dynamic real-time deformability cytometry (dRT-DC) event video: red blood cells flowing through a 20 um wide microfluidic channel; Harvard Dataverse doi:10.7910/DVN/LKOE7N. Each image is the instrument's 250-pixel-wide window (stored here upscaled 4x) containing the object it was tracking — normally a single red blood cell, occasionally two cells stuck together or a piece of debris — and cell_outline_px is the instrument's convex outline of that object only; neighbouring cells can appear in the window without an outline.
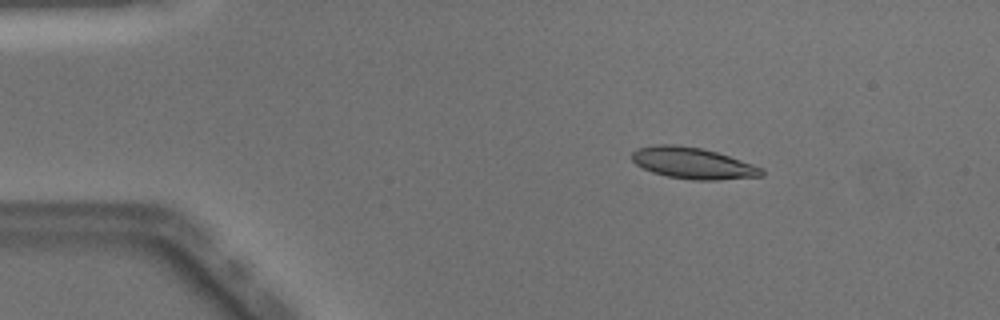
{"species": "Egyptian fruit bat (a non-hibernating species)", "species_latin": "Rousettus aegyptiacus", "temperature_condition": "warm", "stored_images_in_passage": 43, "camera_frame_rate_fps": 3000, "um_per_image_px": 0.085, "animal": {"sex": "male"}, "frame": {"image": 1, "passage_image": 1, "time_ms": 0.0, "image_size_px": [1000, 320], "cell_outline_px": [[764, 176], [716, 180], [692, 180], [668, 176], [652, 172], [636, 164], [632, 160], [632, 152], [636, 148], [656, 144], [676, 144], [704, 148], [764, 168]], "centroid_in_image_um": [58.89, 13.86], "position_along_channel_um": 26.1, "area_um2": 23.76}}
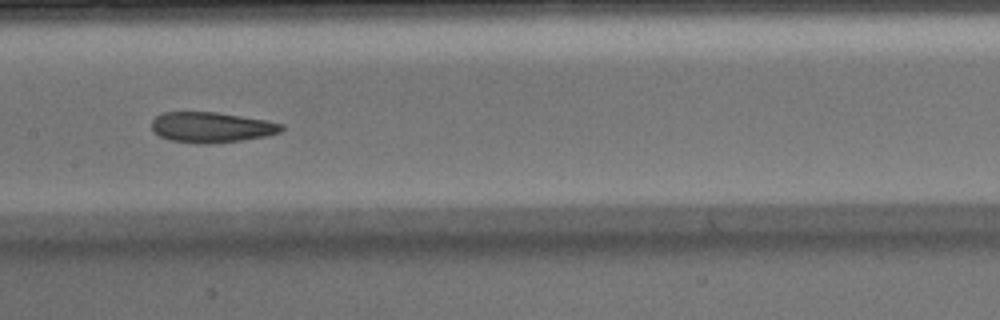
{"frame": {"image": 2, "passage_image": 18, "time_ms": 5.667, "image_size_px": [1000, 320], "cell_outline_px": [[284, 128], [280, 132], [264, 136], [240, 140], [208, 144], [196, 144], [168, 140], [160, 136], [152, 128], [152, 120], [156, 116], [164, 112], [216, 112], [264, 120], [284, 124]], "centroid_in_image_um": [17.94, 10.82], "position_along_channel_um": 189.5, "area_um2": 22.89}}
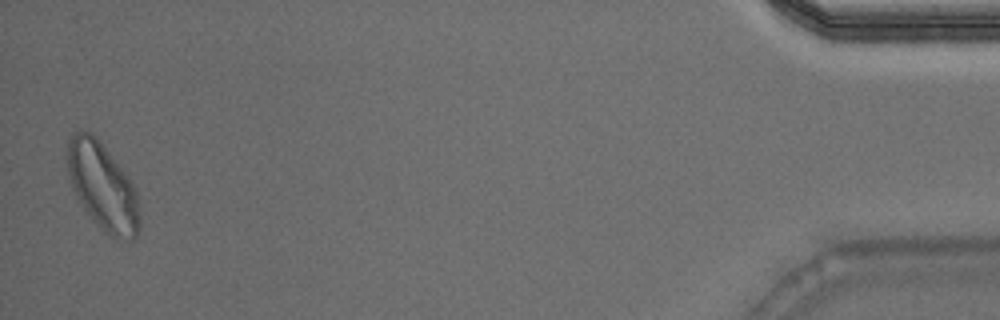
{"frame": {"image": 3, "passage_image": 42, "time_ms": 13.667, "image_size_px": [1000, 320], "cell_outline_px": [[140, 228], [136, 240], [116, 240], [104, 232], [100, 228], [84, 208], [76, 196], [68, 180], [64, 156], [68, 136], [72, 132], [80, 128], [92, 132], [96, 136], [132, 184], [136, 192], [140, 220]], "centroid_in_image_um": [8.65, 15.83], "position_along_channel_um": 426.5, "area_um2": 37.4}, "authors_computed_cell_mechanics": {"area_um2": 23.8714, "velocity_mm_per_s": 4.0534, "shape_relaxation_time_tau1_ms": 6.2728, "shape_relaxation_time_tau2_ms": 2.0659, "deformation_change_tau1": 0.1908, "deformation_change_tau2": 0.0856}}